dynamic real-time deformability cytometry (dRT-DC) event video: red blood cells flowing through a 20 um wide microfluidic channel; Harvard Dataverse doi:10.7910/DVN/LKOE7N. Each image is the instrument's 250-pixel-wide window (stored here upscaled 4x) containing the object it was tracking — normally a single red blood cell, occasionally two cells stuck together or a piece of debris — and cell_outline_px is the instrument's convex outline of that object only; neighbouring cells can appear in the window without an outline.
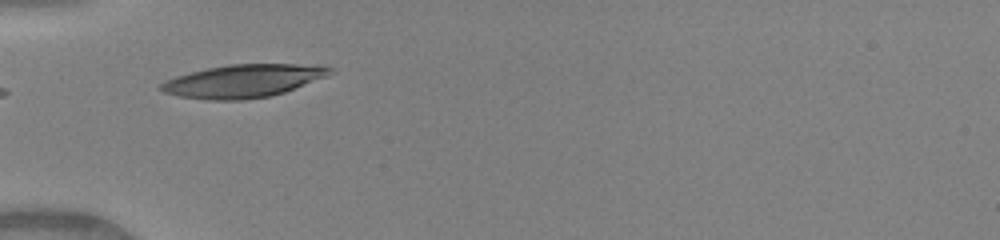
{"species": "human", "species_latin": "Homo sapiens", "temperature_condition": "warm", "stored_images_in_passage": 33, "camera_frame_rate_fps": 3000, "um_per_image_px": 0.085, "donor": {"sex": "female"}, "frame": {"image": 1, "passage_image": 1, "time_ms": 0.0, "image_size_px": [1000, 240], "cell_outline_px": [[332, 68], [328, 76], [284, 92], [268, 96], [244, 100], [208, 100], [180, 96], [164, 92], [156, 88], [164, 80], [176, 76], [208, 68], [228, 64], [296, 64]], "centroid_in_image_um": [20.6, 6.89], "position_along_channel_um": 64.4, "area_um2": 32.14}}
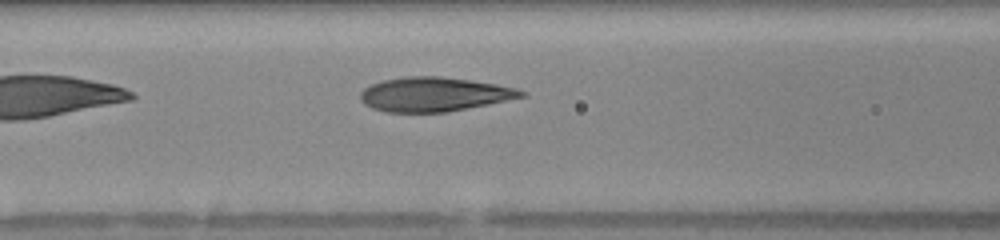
{"frame": {"image": 2, "passage_image": 6, "time_ms": 1.667, "image_size_px": [1000, 240], "cell_outline_px": [[528, 96], [448, 112], [388, 112], [372, 108], [364, 104], [360, 100], [360, 92], [364, 88], [372, 84], [384, 80], [404, 76], [440, 76], [472, 80], [496, 84], [516, 88], [528, 92]], "centroid_in_image_um": [36.93, 8.01], "position_along_channel_um": 129.7, "area_um2": 32.25}, "authors_computed_cell_mechanics": {"area_um2": 32.4258, "velocity_mm_per_s": 4.1414, "shape_relaxation_time_tau1_ms": 3.9859, "shape_relaxation_time_tau2_ms": 0.6604, "deformation_change_tau1": 0.1956, "deformation_change_tau2": 0.0645}}